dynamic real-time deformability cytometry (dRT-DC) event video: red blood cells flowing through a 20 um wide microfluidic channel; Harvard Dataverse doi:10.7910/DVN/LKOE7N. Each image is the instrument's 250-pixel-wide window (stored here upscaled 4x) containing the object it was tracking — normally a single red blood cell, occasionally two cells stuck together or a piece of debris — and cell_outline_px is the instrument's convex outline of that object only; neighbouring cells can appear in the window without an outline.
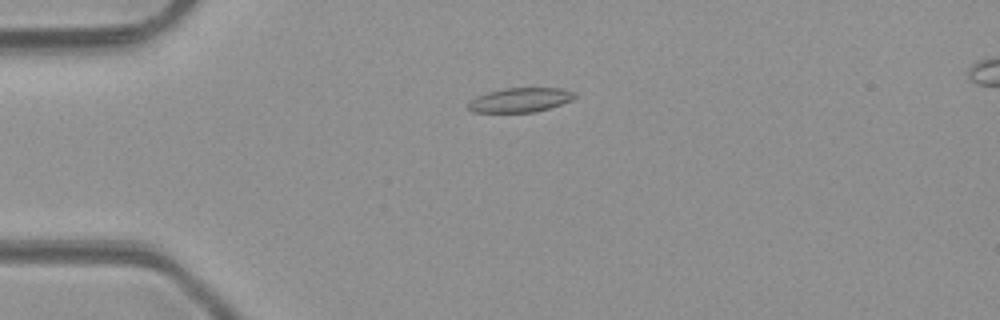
{"species": "common noctule bat (a hibernating species)", "species_latin": "Nyctalus noctula", "temperature_condition": "room temperature", "stored_images_in_passage": 3, "camera_frame_rate_fps": 3000, "um_per_image_px": 0.085, "animal": {"sex": "male", "body_mass_g": 23.1, "forearm_length_mm": 52.7}, "frame": {"image": 1, "passage_image": 2, "time_ms": 1.0, "image_size_px": [1000, 320], "cell_outline_px": [[576, 96], [572, 100], [536, 112], [472, 112], [468, 108], [468, 104], [476, 96], [488, 92], [504, 88], [560, 88], [576, 92]], "centroid_in_image_um": [44.22, 8.49], "position_along_channel_um": 40.8, "area_um2": 15.03}}